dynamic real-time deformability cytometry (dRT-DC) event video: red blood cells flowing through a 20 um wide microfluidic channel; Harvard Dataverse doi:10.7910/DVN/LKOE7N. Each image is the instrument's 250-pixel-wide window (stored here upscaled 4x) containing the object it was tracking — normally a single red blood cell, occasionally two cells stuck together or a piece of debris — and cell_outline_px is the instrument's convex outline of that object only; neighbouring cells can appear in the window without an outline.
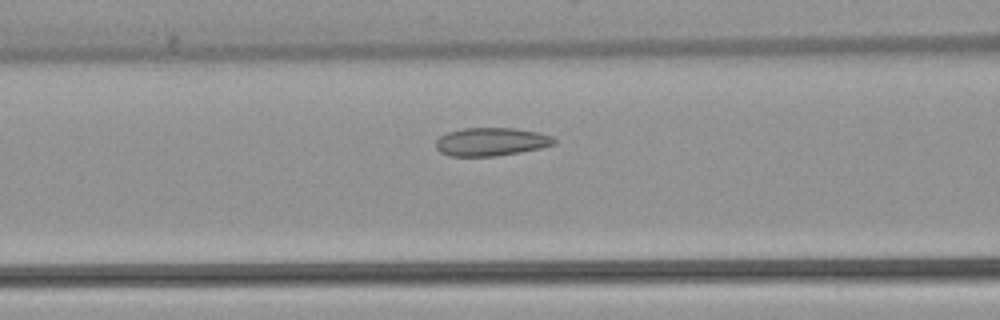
{"species": "common noctule bat (a hibernating species)", "species_latin": "Nyctalus noctula", "temperature_condition": "warm", "stored_images_in_passage": 40, "camera_frame_rate_fps": 3000, "um_per_image_px": 0.085, "animal": {"sex": "female", "body_mass_g": 22.7, "forearm_length_mm": 54.2}, "frame": {"image": 1, "passage_image": 15, "time_ms": 4.667, "image_size_px": [1000, 320], "cell_outline_px": [[556, 144], [540, 148], [520, 152], [496, 156], [448, 156], [440, 152], [436, 148], [436, 140], [440, 136], [448, 132], [464, 128], [516, 128], [536, 132], [552, 136], [556, 140]], "centroid_in_image_um": [41.74, 12.05], "position_along_channel_um": 124.9, "area_um2": 19.48}}
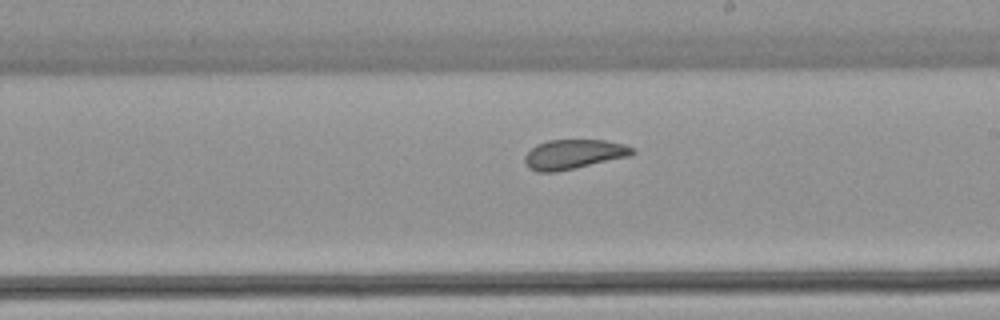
{"frame": {"image": 2, "passage_image": 24, "time_ms": 7.667, "image_size_px": [1000, 320], "cell_outline_px": [[636, 152], [632, 156], [556, 172], [536, 172], [528, 168], [524, 160], [524, 156], [536, 144], [548, 140], [604, 140], [624, 144], [636, 148]], "centroid_in_image_um": [48.79, 13.11], "position_along_channel_um": 240.2, "area_um2": 18.79}}
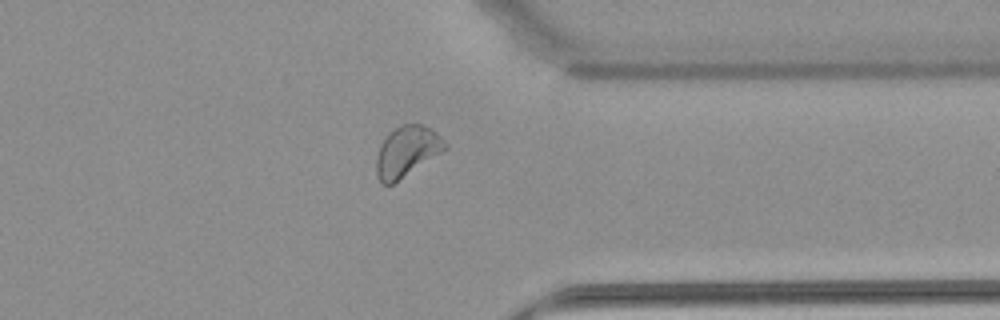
{"frame": {"image": 3, "passage_image": 35, "time_ms": 11.333, "image_size_px": [1000, 320], "cell_outline_px": [[448, 148], [392, 184], [384, 184], [376, 176], [376, 156], [380, 144], [396, 128], [404, 124], [420, 124], [436, 132], [448, 144]], "centroid_in_image_um": [34.58, 12.88], "position_along_channel_um": 376.8, "area_um2": 19.77}, "authors_computed_cell_mechanics": {"area_um2": 19.7387, "velocity_mm_per_s": 3.8568, "shape_relaxation_time_tau1_ms": 6.7809, "shape_relaxation_time_tau2_ms": 1.9015, "deformation_change_tau1": 0.1159, "deformation_change_tau2": 0.0686}}